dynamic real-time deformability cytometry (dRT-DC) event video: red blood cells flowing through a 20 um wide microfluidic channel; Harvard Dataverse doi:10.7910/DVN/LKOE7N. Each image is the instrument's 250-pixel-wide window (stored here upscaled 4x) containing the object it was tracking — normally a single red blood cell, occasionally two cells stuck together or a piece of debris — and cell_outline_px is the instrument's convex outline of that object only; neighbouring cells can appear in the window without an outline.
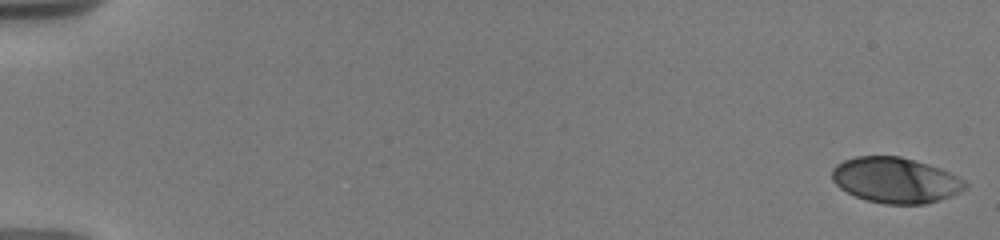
{"species": "human", "species_latin": "Homo sapiens", "temperature_condition": "warm", "stored_images_in_passage": 10, "camera_frame_rate_fps": 3000, "um_per_image_px": 0.085, "donor": {"sex": "male"}, "frame": {"image": 1, "passage_image": 1, "time_ms": 0.0, "image_size_px": [1000, 240], "cell_outline_px": [[968, 188], [960, 192], [940, 200], [924, 204], [884, 204], [868, 200], [856, 196], [840, 188], [832, 180], [832, 168], [836, 164], [844, 160], [856, 156], [900, 156], [928, 164], [940, 168], [964, 180], [968, 184]], "centroid_in_image_um": [76.12, 15.31], "position_along_channel_um": 8.9, "area_um2": 35.32}}
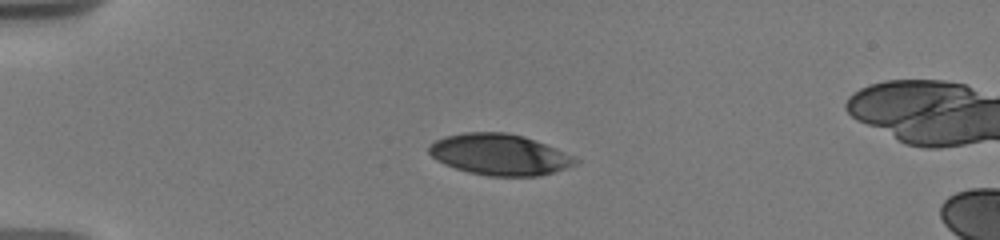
{"frame": {"image": 2, "passage_image": 7, "time_ms": 4.667, "image_size_px": [1000, 240], "cell_outline_px": [[580, 160], [576, 164], [540, 176], [488, 176], [468, 172], [444, 164], [436, 160], [428, 152], [428, 144], [444, 136], [464, 132], [504, 132], [524, 136], [544, 144]], "centroid_in_image_um": [42.39, 13.13], "position_along_channel_um": 42.6, "area_um2": 34.85}}
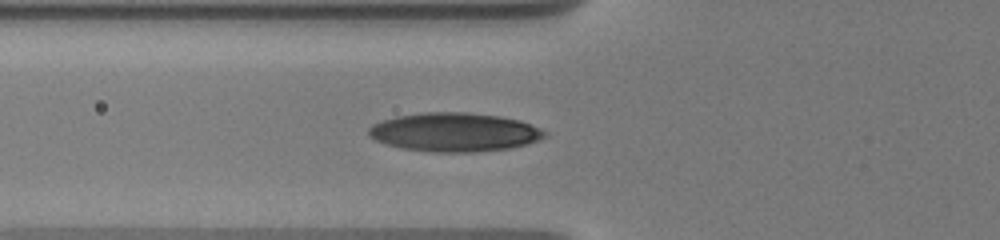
{"frame": {"image": 3, "passage_image": 10, "time_ms": 7.0, "image_size_px": [1000, 240], "cell_outline_px": [[548, 132], [540, 140], [528, 144], [512, 148], [476, 152], [432, 152], [404, 148], [388, 144], [376, 140], [368, 136], [368, 128], [372, 124], [380, 120], [396, 116], [424, 112], [468, 112], [500, 116], [520, 120], [540, 128]], "centroid_in_image_um": [38.64, 11.23], "position_along_channel_um": 87.2, "area_um2": 40.06}}